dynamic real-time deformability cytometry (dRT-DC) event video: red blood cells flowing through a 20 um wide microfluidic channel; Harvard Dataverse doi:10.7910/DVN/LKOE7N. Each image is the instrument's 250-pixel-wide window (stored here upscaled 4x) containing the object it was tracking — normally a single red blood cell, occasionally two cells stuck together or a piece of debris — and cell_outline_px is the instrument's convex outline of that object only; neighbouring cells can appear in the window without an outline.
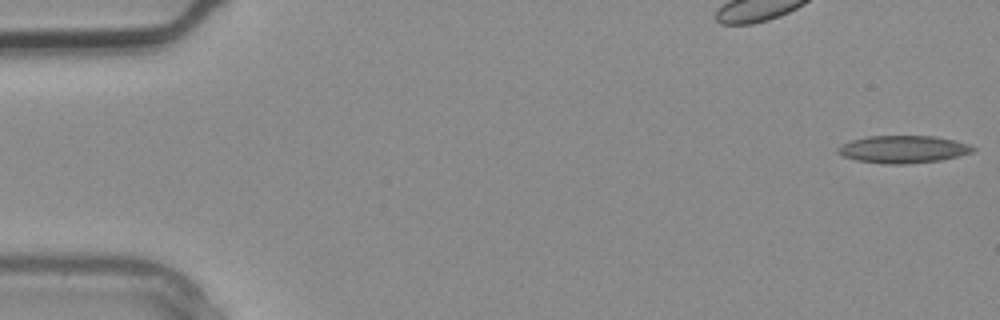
{"species": "common noctule bat (a hibernating species)", "species_latin": "Nyctalus noctula", "temperature_condition": "warm", "stored_images_in_passage": 3, "camera_frame_rate_fps": 3000, "um_per_image_px": 0.085, "animal": {"sex": "male", "body_mass_g": 20.4}, "frame": {"image": 1, "passage_image": 1, "time_ms": 0.0, "image_size_px": [1000, 320], "cell_outline_px": [[976, 148], [972, 152], [940, 160], [908, 164], [884, 164], [856, 160], [844, 156], [836, 152], [836, 148], [852, 140], [868, 136], [936, 136], [956, 140], [968, 144]], "centroid_in_image_um": [76.77, 12.69], "position_along_channel_um": 8.2, "area_um2": 21.56}}
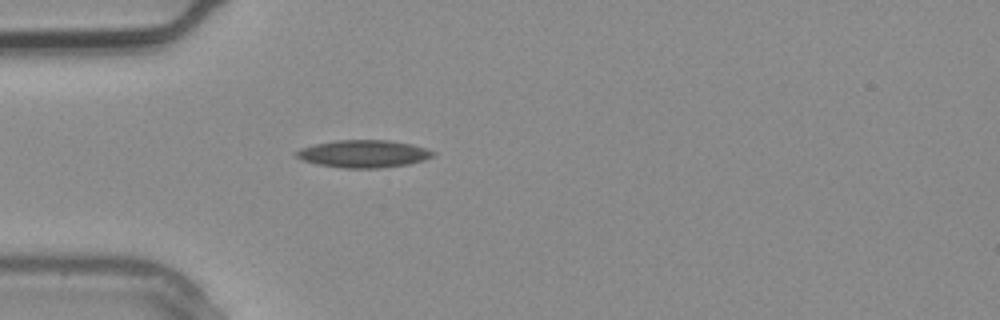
{"frame": {"image": 2, "passage_image": 3, "time_ms": 0.667, "image_size_px": [1000, 320], "cell_outline_px": [[436, 152], [432, 156], [424, 160], [408, 164], [380, 168], [344, 168], [316, 164], [300, 160], [292, 152], [300, 148], [316, 144], [336, 140], [388, 140], [412, 144]], "centroid_in_image_um": [30.85, 13.07], "position_along_channel_um": 54.1, "area_um2": 21.96}}